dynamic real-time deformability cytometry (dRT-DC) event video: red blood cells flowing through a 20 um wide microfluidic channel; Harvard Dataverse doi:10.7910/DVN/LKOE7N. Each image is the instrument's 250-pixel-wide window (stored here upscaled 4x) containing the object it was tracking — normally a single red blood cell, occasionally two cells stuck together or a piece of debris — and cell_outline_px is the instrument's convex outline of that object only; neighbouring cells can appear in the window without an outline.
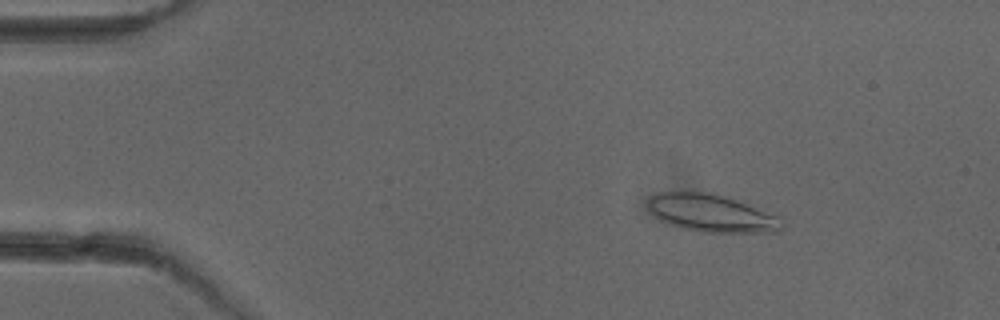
{"species": "common noctule bat (a hibernating species)", "species_latin": "Nyctalus noctula", "temperature_condition": "cold", "stored_images_in_passage": 17, "camera_frame_rate_fps": 3000, "um_per_image_px": 0.085, "animal": {"sex": "female"}, "frame": {"image": 1, "passage_image": 8, "time_ms": 2.333, "image_size_px": [1000, 320], "cell_outline_px": [[784, 228], [780, 232], [700, 232], [680, 228], [660, 220], [648, 208], [648, 200], [652, 196], [660, 192], [708, 192], [736, 200], [780, 216], [784, 220]], "centroid_in_image_um": [60.53, 18.14], "position_along_channel_um": 24.5, "area_um2": 29.3}}